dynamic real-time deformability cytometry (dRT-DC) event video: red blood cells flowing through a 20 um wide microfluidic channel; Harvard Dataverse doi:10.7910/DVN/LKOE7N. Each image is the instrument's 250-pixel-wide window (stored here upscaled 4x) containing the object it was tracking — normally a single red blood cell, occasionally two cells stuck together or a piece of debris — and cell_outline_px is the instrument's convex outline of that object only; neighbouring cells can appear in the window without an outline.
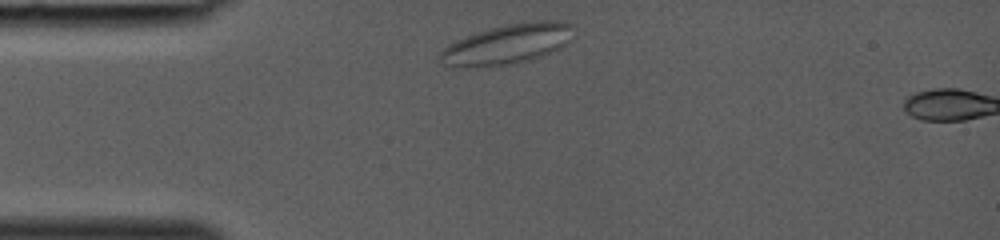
{"species": "common noctule bat (a hibernating species)", "species_latin": "Nyctalus noctula", "temperature_condition": "room temperature", "stored_images_in_passage": 2, "camera_frame_rate_fps": 3000, "um_per_image_px": 0.085, "animal": {"sex": "female", "body_mass_g": 19.0, "forearm_length_mm": 53.3}, "frame": {"image": 1, "passage_image": 1, "time_ms": 0.0, "image_size_px": [1000, 240], "cell_outline_px": [[572, 40], [560, 48], [540, 56], [528, 60], [512, 64], [468, 68], [452, 68], [436, 60], [436, 56], [448, 44], [476, 32], [488, 28], [508, 24], [540, 20], [560, 20], [568, 24]], "centroid_in_image_um": [43.02, 3.78], "position_along_channel_um": 42.0, "area_um2": 31.21}}